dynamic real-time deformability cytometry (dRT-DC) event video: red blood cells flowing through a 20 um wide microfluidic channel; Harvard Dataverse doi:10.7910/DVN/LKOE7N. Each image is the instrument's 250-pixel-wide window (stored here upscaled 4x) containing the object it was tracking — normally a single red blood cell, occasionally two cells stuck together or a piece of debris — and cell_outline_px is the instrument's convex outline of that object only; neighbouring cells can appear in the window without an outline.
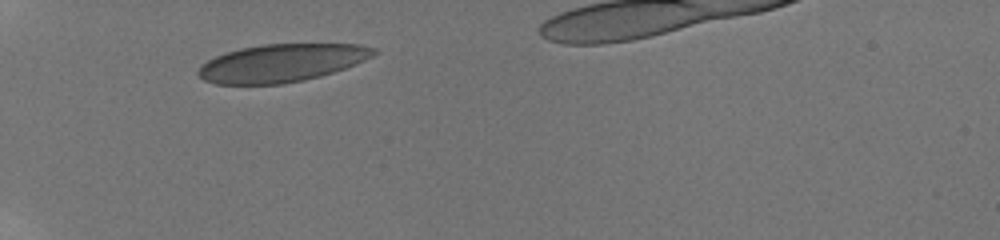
{"species": "human", "species_latin": "Homo sapiens", "temperature_condition": "room temperature", "stored_images_in_passage": 29, "segment_of_instrument_passage": [1, 2], "camera_frame_rate_fps": 3000, "um_per_image_px": 0.085, "donor": {"sex": "male"}, "frame": {"image": 1, "passage_image": 1, "time_ms": 0.0, "image_size_px": [1000, 240], "cell_outline_px": [[380, 52], [356, 64], [320, 76], [304, 80], [284, 84], [216, 84], [204, 80], [196, 72], [208, 60], [216, 56], [240, 48], [264, 44], [360, 44], [376, 48]], "centroid_in_image_um": [23.97, 5.35], "position_along_channel_um": 61.0, "area_um2": 38.55}}
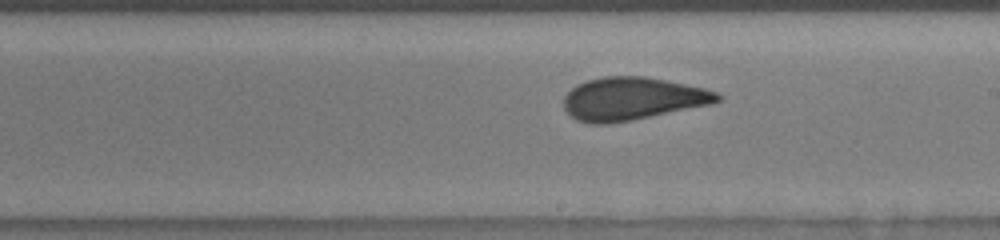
{"frame": {"image": 2, "passage_image": 11, "time_ms": 5.0, "image_size_px": [1000, 240], "cell_outline_px": [[724, 100], [708, 104], [632, 120], [608, 124], [592, 124], [576, 120], [564, 108], [564, 96], [576, 84], [588, 80], [604, 76], [644, 76], [704, 88], [716, 92], [724, 96]], "centroid_in_image_um": [53.73, 8.39], "position_along_channel_um": 235.3, "area_um2": 38.09}}
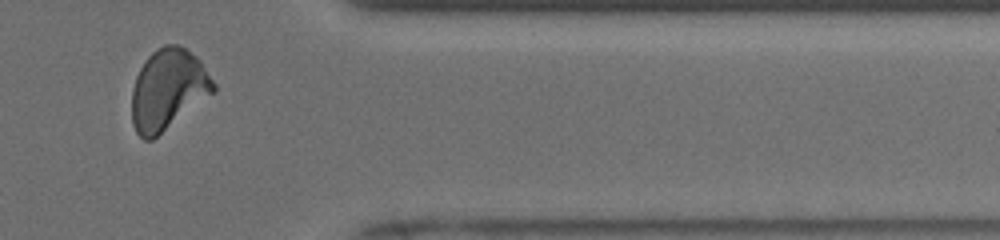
{"frame": {"image": 3, "passage_image": 21, "time_ms": 9.333, "image_size_px": [1000, 240], "cell_outline_px": [[216, 92], [152, 140], [144, 140], [136, 132], [132, 124], [132, 88], [136, 76], [140, 68], [148, 56], [156, 48], [164, 44], [176, 44], [184, 48], [196, 56], [200, 60], [216, 84]], "centroid_in_image_um": [14.29, 7.61], "position_along_channel_um": 397.1, "area_um2": 38.61}}